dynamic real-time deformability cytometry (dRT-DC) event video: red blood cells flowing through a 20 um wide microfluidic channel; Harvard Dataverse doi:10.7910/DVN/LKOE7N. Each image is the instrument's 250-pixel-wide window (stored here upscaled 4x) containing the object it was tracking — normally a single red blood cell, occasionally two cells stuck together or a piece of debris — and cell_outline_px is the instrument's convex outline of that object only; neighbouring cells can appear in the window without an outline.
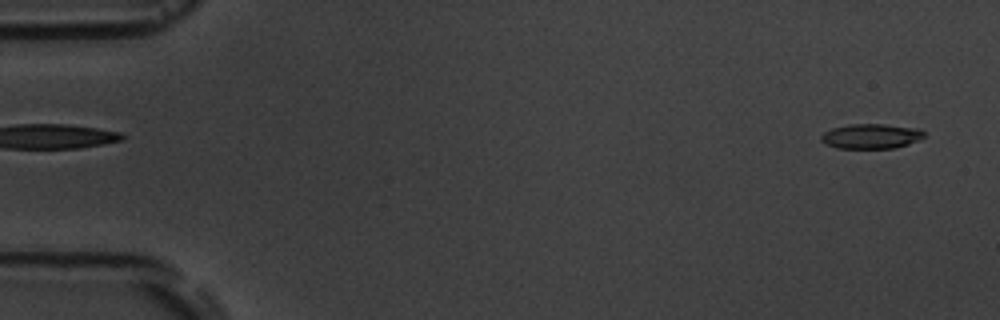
{"species": "common noctule bat (a hibernating species)", "species_latin": "Nyctalus noctula", "temperature_condition": "room temperature", "stored_images_in_passage": 6, "segment_of_instrument_passage": [2, 2], "camera_frame_rate_fps": 3000, "um_per_image_px": 0.085, "animal": {"sex": "male", "body_mass_g": 19.5, "forearm_length_mm": 54.6}, "frame": {"image": 1, "passage_image": 6, "time_ms": 5.667, "image_size_px": [1000, 320], "cell_outline_px": [[924, 136], [920, 140], [896, 148], [836, 148], [824, 144], [820, 140], [820, 136], [824, 132], [832, 128], [848, 124], [884, 124], [920, 128], [924, 132]], "centroid_in_image_um": [74.03, 11.58], "position_along_channel_um": 11.0, "area_um2": 15.14}}